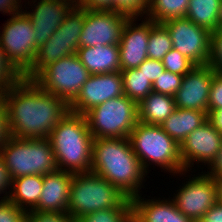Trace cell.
Listing matches in <instances>:
<instances>
[{
  "label": "cell",
  "mask_w": 222,
  "mask_h": 222,
  "mask_svg": "<svg viewBox=\"0 0 222 222\" xmlns=\"http://www.w3.org/2000/svg\"><path fill=\"white\" fill-rule=\"evenodd\" d=\"M37 0L33 2L34 9L24 10L34 27L35 46L38 48L55 33L66 15L76 5L70 0ZM37 2V4H35Z\"/></svg>",
  "instance_id": "e0dca14e"
},
{
  "label": "cell",
  "mask_w": 222,
  "mask_h": 222,
  "mask_svg": "<svg viewBox=\"0 0 222 222\" xmlns=\"http://www.w3.org/2000/svg\"><path fill=\"white\" fill-rule=\"evenodd\" d=\"M128 16L111 10L85 9L79 47L119 44Z\"/></svg>",
  "instance_id": "4fadbf2b"
},
{
  "label": "cell",
  "mask_w": 222,
  "mask_h": 222,
  "mask_svg": "<svg viewBox=\"0 0 222 222\" xmlns=\"http://www.w3.org/2000/svg\"><path fill=\"white\" fill-rule=\"evenodd\" d=\"M132 207H114L86 214L76 222H131Z\"/></svg>",
  "instance_id": "f546056e"
},
{
  "label": "cell",
  "mask_w": 222,
  "mask_h": 222,
  "mask_svg": "<svg viewBox=\"0 0 222 222\" xmlns=\"http://www.w3.org/2000/svg\"><path fill=\"white\" fill-rule=\"evenodd\" d=\"M175 109L173 96L152 91L138 104V121L160 126Z\"/></svg>",
  "instance_id": "603a6c76"
},
{
  "label": "cell",
  "mask_w": 222,
  "mask_h": 222,
  "mask_svg": "<svg viewBox=\"0 0 222 222\" xmlns=\"http://www.w3.org/2000/svg\"><path fill=\"white\" fill-rule=\"evenodd\" d=\"M3 98L7 107L9 133L16 138H48L70 111L64 99L42 90L27 78L8 90Z\"/></svg>",
  "instance_id": "6da1fadb"
},
{
  "label": "cell",
  "mask_w": 222,
  "mask_h": 222,
  "mask_svg": "<svg viewBox=\"0 0 222 222\" xmlns=\"http://www.w3.org/2000/svg\"><path fill=\"white\" fill-rule=\"evenodd\" d=\"M222 0H189L186 18L210 32L218 30V12Z\"/></svg>",
  "instance_id": "d4e9b609"
},
{
  "label": "cell",
  "mask_w": 222,
  "mask_h": 222,
  "mask_svg": "<svg viewBox=\"0 0 222 222\" xmlns=\"http://www.w3.org/2000/svg\"><path fill=\"white\" fill-rule=\"evenodd\" d=\"M199 222H222V203L213 205Z\"/></svg>",
  "instance_id": "b9f144b4"
},
{
  "label": "cell",
  "mask_w": 222,
  "mask_h": 222,
  "mask_svg": "<svg viewBox=\"0 0 222 222\" xmlns=\"http://www.w3.org/2000/svg\"><path fill=\"white\" fill-rule=\"evenodd\" d=\"M7 107L3 95H0V148L9 139Z\"/></svg>",
  "instance_id": "f35d334b"
},
{
  "label": "cell",
  "mask_w": 222,
  "mask_h": 222,
  "mask_svg": "<svg viewBox=\"0 0 222 222\" xmlns=\"http://www.w3.org/2000/svg\"><path fill=\"white\" fill-rule=\"evenodd\" d=\"M149 0H114V12L121 13L129 18H141L147 15Z\"/></svg>",
  "instance_id": "d6a6232c"
},
{
  "label": "cell",
  "mask_w": 222,
  "mask_h": 222,
  "mask_svg": "<svg viewBox=\"0 0 222 222\" xmlns=\"http://www.w3.org/2000/svg\"><path fill=\"white\" fill-rule=\"evenodd\" d=\"M213 74L214 70L209 65L195 66L185 74L174 96L176 107L207 113Z\"/></svg>",
  "instance_id": "2e32d148"
},
{
  "label": "cell",
  "mask_w": 222,
  "mask_h": 222,
  "mask_svg": "<svg viewBox=\"0 0 222 222\" xmlns=\"http://www.w3.org/2000/svg\"><path fill=\"white\" fill-rule=\"evenodd\" d=\"M114 207H132L131 198L93 172L73 174L67 213L75 220Z\"/></svg>",
  "instance_id": "277c9868"
},
{
  "label": "cell",
  "mask_w": 222,
  "mask_h": 222,
  "mask_svg": "<svg viewBox=\"0 0 222 222\" xmlns=\"http://www.w3.org/2000/svg\"><path fill=\"white\" fill-rule=\"evenodd\" d=\"M189 0H149V8L144 18L162 24L170 19L184 18Z\"/></svg>",
  "instance_id": "484cf974"
},
{
  "label": "cell",
  "mask_w": 222,
  "mask_h": 222,
  "mask_svg": "<svg viewBox=\"0 0 222 222\" xmlns=\"http://www.w3.org/2000/svg\"><path fill=\"white\" fill-rule=\"evenodd\" d=\"M162 25L169 32L173 49L191 60L196 66L208 65L211 32L190 19L174 18Z\"/></svg>",
  "instance_id": "8fae6325"
},
{
  "label": "cell",
  "mask_w": 222,
  "mask_h": 222,
  "mask_svg": "<svg viewBox=\"0 0 222 222\" xmlns=\"http://www.w3.org/2000/svg\"><path fill=\"white\" fill-rule=\"evenodd\" d=\"M193 176L176 190L178 192L171 200L185 216L199 222L218 200L213 177L206 175L205 172Z\"/></svg>",
  "instance_id": "7c38bea8"
},
{
  "label": "cell",
  "mask_w": 222,
  "mask_h": 222,
  "mask_svg": "<svg viewBox=\"0 0 222 222\" xmlns=\"http://www.w3.org/2000/svg\"><path fill=\"white\" fill-rule=\"evenodd\" d=\"M213 179L216 187L217 200L222 203V174L217 177H213Z\"/></svg>",
  "instance_id": "bcb514c9"
},
{
  "label": "cell",
  "mask_w": 222,
  "mask_h": 222,
  "mask_svg": "<svg viewBox=\"0 0 222 222\" xmlns=\"http://www.w3.org/2000/svg\"><path fill=\"white\" fill-rule=\"evenodd\" d=\"M208 65L215 73L222 74V30L210 34V60Z\"/></svg>",
  "instance_id": "836d02e7"
},
{
  "label": "cell",
  "mask_w": 222,
  "mask_h": 222,
  "mask_svg": "<svg viewBox=\"0 0 222 222\" xmlns=\"http://www.w3.org/2000/svg\"><path fill=\"white\" fill-rule=\"evenodd\" d=\"M133 152L143 169L149 173V165H155L169 173L184 175L180 145L161 126L138 122L129 136ZM151 161V162H150Z\"/></svg>",
  "instance_id": "5b68a950"
},
{
  "label": "cell",
  "mask_w": 222,
  "mask_h": 222,
  "mask_svg": "<svg viewBox=\"0 0 222 222\" xmlns=\"http://www.w3.org/2000/svg\"><path fill=\"white\" fill-rule=\"evenodd\" d=\"M218 30H222V1L218 12Z\"/></svg>",
  "instance_id": "7dc6e473"
},
{
  "label": "cell",
  "mask_w": 222,
  "mask_h": 222,
  "mask_svg": "<svg viewBox=\"0 0 222 222\" xmlns=\"http://www.w3.org/2000/svg\"><path fill=\"white\" fill-rule=\"evenodd\" d=\"M141 196L140 193L131 198L132 220L134 222H194L178 210L169 198L167 200L165 198L156 200L142 198Z\"/></svg>",
  "instance_id": "ffe728a7"
},
{
  "label": "cell",
  "mask_w": 222,
  "mask_h": 222,
  "mask_svg": "<svg viewBox=\"0 0 222 222\" xmlns=\"http://www.w3.org/2000/svg\"><path fill=\"white\" fill-rule=\"evenodd\" d=\"M21 2V0H0V11L9 13V16L17 14L22 11Z\"/></svg>",
  "instance_id": "7bdbcfd3"
},
{
  "label": "cell",
  "mask_w": 222,
  "mask_h": 222,
  "mask_svg": "<svg viewBox=\"0 0 222 222\" xmlns=\"http://www.w3.org/2000/svg\"><path fill=\"white\" fill-rule=\"evenodd\" d=\"M207 121L222 135V108L207 111Z\"/></svg>",
  "instance_id": "f6af8a7d"
},
{
  "label": "cell",
  "mask_w": 222,
  "mask_h": 222,
  "mask_svg": "<svg viewBox=\"0 0 222 222\" xmlns=\"http://www.w3.org/2000/svg\"><path fill=\"white\" fill-rule=\"evenodd\" d=\"M72 2H74L76 5H79L83 0H70Z\"/></svg>",
  "instance_id": "c3c4849f"
},
{
  "label": "cell",
  "mask_w": 222,
  "mask_h": 222,
  "mask_svg": "<svg viewBox=\"0 0 222 222\" xmlns=\"http://www.w3.org/2000/svg\"><path fill=\"white\" fill-rule=\"evenodd\" d=\"M222 108V74H213L210 86L208 111Z\"/></svg>",
  "instance_id": "8d00e7d4"
},
{
  "label": "cell",
  "mask_w": 222,
  "mask_h": 222,
  "mask_svg": "<svg viewBox=\"0 0 222 222\" xmlns=\"http://www.w3.org/2000/svg\"><path fill=\"white\" fill-rule=\"evenodd\" d=\"M162 63L165 70L178 75H185L196 66L191 60L173 48L163 57Z\"/></svg>",
  "instance_id": "4dcf8cb0"
},
{
  "label": "cell",
  "mask_w": 222,
  "mask_h": 222,
  "mask_svg": "<svg viewBox=\"0 0 222 222\" xmlns=\"http://www.w3.org/2000/svg\"><path fill=\"white\" fill-rule=\"evenodd\" d=\"M27 211L8 199L0 200V222H25Z\"/></svg>",
  "instance_id": "e575fe53"
},
{
  "label": "cell",
  "mask_w": 222,
  "mask_h": 222,
  "mask_svg": "<svg viewBox=\"0 0 222 222\" xmlns=\"http://www.w3.org/2000/svg\"><path fill=\"white\" fill-rule=\"evenodd\" d=\"M84 21L85 9L75 5L55 33L37 48L34 62L24 73V78L33 80L46 66L77 53Z\"/></svg>",
  "instance_id": "ba28073f"
},
{
  "label": "cell",
  "mask_w": 222,
  "mask_h": 222,
  "mask_svg": "<svg viewBox=\"0 0 222 222\" xmlns=\"http://www.w3.org/2000/svg\"><path fill=\"white\" fill-rule=\"evenodd\" d=\"M25 222H76L67 212L27 211Z\"/></svg>",
  "instance_id": "d590c367"
},
{
  "label": "cell",
  "mask_w": 222,
  "mask_h": 222,
  "mask_svg": "<svg viewBox=\"0 0 222 222\" xmlns=\"http://www.w3.org/2000/svg\"><path fill=\"white\" fill-rule=\"evenodd\" d=\"M72 179V173L58 169L43 175L42 193L32 211L67 212Z\"/></svg>",
  "instance_id": "d6986e66"
},
{
  "label": "cell",
  "mask_w": 222,
  "mask_h": 222,
  "mask_svg": "<svg viewBox=\"0 0 222 222\" xmlns=\"http://www.w3.org/2000/svg\"><path fill=\"white\" fill-rule=\"evenodd\" d=\"M90 76L77 53L46 66L33 81L42 89L70 104Z\"/></svg>",
  "instance_id": "9c48e42d"
},
{
  "label": "cell",
  "mask_w": 222,
  "mask_h": 222,
  "mask_svg": "<svg viewBox=\"0 0 222 222\" xmlns=\"http://www.w3.org/2000/svg\"><path fill=\"white\" fill-rule=\"evenodd\" d=\"M173 48L169 32L162 25L155 23L149 31L147 55L149 59L162 61L163 57Z\"/></svg>",
  "instance_id": "83f0119b"
},
{
  "label": "cell",
  "mask_w": 222,
  "mask_h": 222,
  "mask_svg": "<svg viewBox=\"0 0 222 222\" xmlns=\"http://www.w3.org/2000/svg\"><path fill=\"white\" fill-rule=\"evenodd\" d=\"M123 78L124 95L139 104L152 91V82L137 68L120 70Z\"/></svg>",
  "instance_id": "4316f807"
},
{
  "label": "cell",
  "mask_w": 222,
  "mask_h": 222,
  "mask_svg": "<svg viewBox=\"0 0 222 222\" xmlns=\"http://www.w3.org/2000/svg\"><path fill=\"white\" fill-rule=\"evenodd\" d=\"M89 131L97 138H129L138 121V104L126 95L111 98L84 114Z\"/></svg>",
  "instance_id": "52a82bcc"
},
{
  "label": "cell",
  "mask_w": 222,
  "mask_h": 222,
  "mask_svg": "<svg viewBox=\"0 0 222 222\" xmlns=\"http://www.w3.org/2000/svg\"><path fill=\"white\" fill-rule=\"evenodd\" d=\"M222 146V135L208 122L191 132L180 145V156L185 171L192 165L203 163L207 166ZM191 167V168H190ZM190 169V170H189Z\"/></svg>",
  "instance_id": "9a60e30c"
},
{
  "label": "cell",
  "mask_w": 222,
  "mask_h": 222,
  "mask_svg": "<svg viewBox=\"0 0 222 222\" xmlns=\"http://www.w3.org/2000/svg\"><path fill=\"white\" fill-rule=\"evenodd\" d=\"M79 5L87 10L114 11V0H83Z\"/></svg>",
  "instance_id": "60d3db41"
},
{
  "label": "cell",
  "mask_w": 222,
  "mask_h": 222,
  "mask_svg": "<svg viewBox=\"0 0 222 222\" xmlns=\"http://www.w3.org/2000/svg\"><path fill=\"white\" fill-rule=\"evenodd\" d=\"M136 20L137 18H129L122 30L118 44L120 70L135 69L148 58L149 31L155 23L145 18L142 23L136 25Z\"/></svg>",
  "instance_id": "ac0fdd59"
},
{
  "label": "cell",
  "mask_w": 222,
  "mask_h": 222,
  "mask_svg": "<svg viewBox=\"0 0 222 222\" xmlns=\"http://www.w3.org/2000/svg\"><path fill=\"white\" fill-rule=\"evenodd\" d=\"M209 171H207L205 174L210 177H217L222 174V146L220 148V151L217 153L215 158L211 161V163L208 165Z\"/></svg>",
  "instance_id": "ee69618b"
},
{
  "label": "cell",
  "mask_w": 222,
  "mask_h": 222,
  "mask_svg": "<svg viewBox=\"0 0 222 222\" xmlns=\"http://www.w3.org/2000/svg\"><path fill=\"white\" fill-rule=\"evenodd\" d=\"M24 79V74L13 64L0 46V95Z\"/></svg>",
  "instance_id": "f1b7e54d"
},
{
  "label": "cell",
  "mask_w": 222,
  "mask_h": 222,
  "mask_svg": "<svg viewBox=\"0 0 222 222\" xmlns=\"http://www.w3.org/2000/svg\"><path fill=\"white\" fill-rule=\"evenodd\" d=\"M6 22L0 33V46L24 74L34 62L37 52L34 27L24 11L13 14Z\"/></svg>",
  "instance_id": "30bf717a"
},
{
  "label": "cell",
  "mask_w": 222,
  "mask_h": 222,
  "mask_svg": "<svg viewBox=\"0 0 222 222\" xmlns=\"http://www.w3.org/2000/svg\"><path fill=\"white\" fill-rule=\"evenodd\" d=\"M91 172L102 176L133 198L141 192L144 177L138 157L133 152L129 138H97L93 140Z\"/></svg>",
  "instance_id": "7a4b0ae2"
},
{
  "label": "cell",
  "mask_w": 222,
  "mask_h": 222,
  "mask_svg": "<svg viewBox=\"0 0 222 222\" xmlns=\"http://www.w3.org/2000/svg\"><path fill=\"white\" fill-rule=\"evenodd\" d=\"M11 179L45 175L57 170L54 151L47 138L23 139L10 136L0 148Z\"/></svg>",
  "instance_id": "8992f818"
},
{
  "label": "cell",
  "mask_w": 222,
  "mask_h": 222,
  "mask_svg": "<svg viewBox=\"0 0 222 222\" xmlns=\"http://www.w3.org/2000/svg\"><path fill=\"white\" fill-rule=\"evenodd\" d=\"M58 170L72 174L91 171L94 137L84 115L69 111L47 138Z\"/></svg>",
  "instance_id": "3957f363"
},
{
  "label": "cell",
  "mask_w": 222,
  "mask_h": 222,
  "mask_svg": "<svg viewBox=\"0 0 222 222\" xmlns=\"http://www.w3.org/2000/svg\"><path fill=\"white\" fill-rule=\"evenodd\" d=\"M124 95L123 78L120 71L90 75L76 98L69 104L71 112L84 115L105 101Z\"/></svg>",
  "instance_id": "5bb4252c"
},
{
  "label": "cell",
  "mask_w": 222,
  "mask_h": 222,
  "mask_svg": "<svg viewBox=\"0 0 222 222\" xmlns=\"http://www.w3.org/2000/svg\"><path fill=\"white\" fill-rule=\"evenodd\" d=\"M137 69L143 73L152 84L165 71L162 61L147 58Z\"/></svg>",
  "instance_id": "74e56055"
},
{
  "label": "cell",
  "mask_w": 222,
  "mask_h": 222,
  "mask_svg": "<svg viewBox=\"0 0 222 222\" xmlns=\"http://www.w3.org/2000/svg\"><path fill=\"white\" fill-rule=\"evenodd\" d=\"M183 76L184 75H178L165 70L162 75L153 82V91L174 97L181 87Z\"/></svg>",
  "instance_id": "1f68e13d"
},
{
  "label": "cell",
  "mask_w": 222,
  "mask_h": 222,
  "mask_svg": "<svg viewBox=\"0 0 222 222\" xmlns=\"http://www.w3.org/2000/svg\"><path fill=\"white\" fill-rule=\"evenodd\" d=\"M43 175H27L11 182L8 200L25 211H31L42 193Z\"/></svg>",
  "instance_id": "cb8c5ba5"
},
{
  "label": "cell",
  "mask_w": 222,
  "mask_h": 222,
  "mask_svg": "<svg viewBox=\"0 0 222 222\" xmlns=\"http://www.w3.org/2000/svg\"><path fill=\"white\" fill-rule=\"evenodd\" d=\"M77 55L90 75L120 71V51L117 44L79 47Z\"/></svg>",
  "instance_id": "44dd1931"
},
{
  "label": "cell",
  "mask_w": 222,
  "mask_h": 222,
  "mask_svg": "<svg viewBox=\"0 0 222 222\" xmlns=\"http://www.w3.org/2000/svg\"><path fill=\"white\" fill-rule=\"evenodd\" d=\"M12 179L9 175V171L5 165L4 160L0 157V194L5 193L4 197H1L2 200L7 199L10 193L9 187H11ZM7 189L9 190L7 192ZM8 193V194H7Z\"/></svg>",
  "instance_id": "ab89813d"
},
{
  "label": "cell",
  "mask_w": 222,
  "mask_h": 222,
  "mask_svg": "<svg viewBox=\"0 0 222 222\" xmlns=\"http://www.w3.org/2000/svg\"><path fill=\"white\" fill-rule=\"evenodd\" d=\"M207 121V113L198 110L177 108L160 125L162 129L179 145L186 137Z\"/></svg>",
  "instance_id": "7402d4cb"
}]
</instances>
